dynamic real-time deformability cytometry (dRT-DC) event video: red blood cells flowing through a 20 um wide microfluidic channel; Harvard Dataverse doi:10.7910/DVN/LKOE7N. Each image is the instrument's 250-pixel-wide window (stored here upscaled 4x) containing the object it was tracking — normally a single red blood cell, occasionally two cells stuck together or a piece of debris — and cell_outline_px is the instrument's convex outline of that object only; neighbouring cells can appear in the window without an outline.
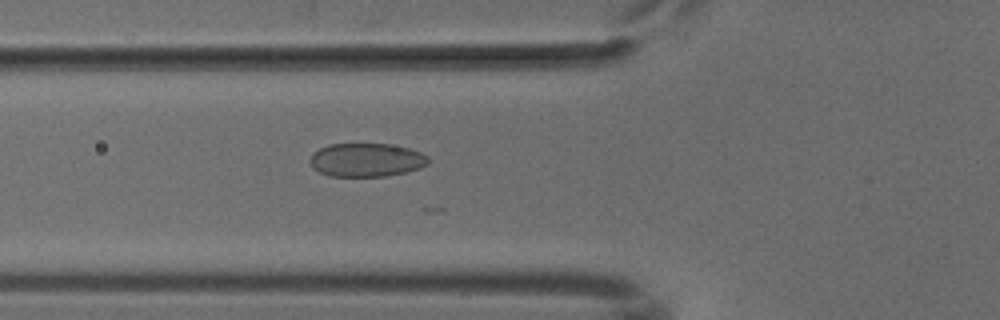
{"species": "common noctule bat (a hibernating species)", "species_latin": "Nyctalus noctula", "temperature_condition": "cold", "stored_images_in_passage": 29, "camera_frame_rate_fps": 3000, "um_per_image_px": 0.085, "animal": {"sex": "male", "body_mass_g": 18.8}, "frame": {"image": 1, "passage_image": 19, "time_ms": 6.0, "image_size_px": [1000, 320], "cell_outline_px": [[428, 164], [420, 168], [408, 172], [384, 176], [328, 176], [312, 168], [308, 160], [312, 152], [328, 144], [388, 144], [408, 148], [420, 152], [428, 156]], "centroid_in_image_um": [31.11, 13.6], "position_along_channel_um": 94.7, "area_um2": 23.29}}
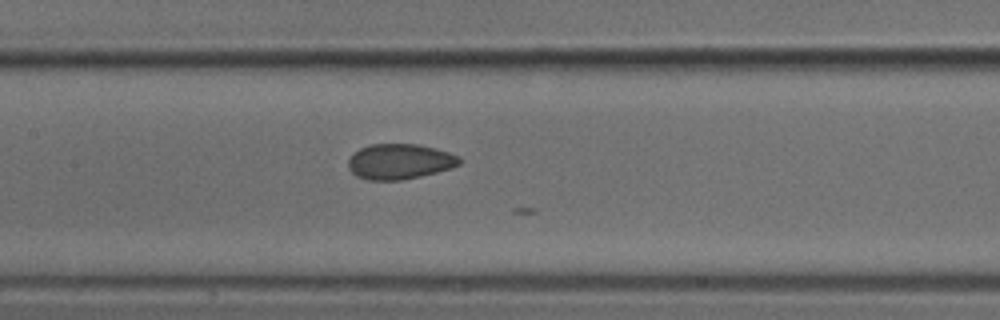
{"frame": {"image": 2, "passage_image": 25, "time_ms": 8.0, "image_size_px": [1000, 320], "cell_outline_px": [[464, 160], [460, 164], [452, 168], [420, 176], [400, 180], [368, 180], [356, 176], [348, 168], [348, 160], [360, 148], [368, 144], [416, 144], [436, 148], [460, 156]], "centroid_in_image_um": [34.0, 13.73], "position_along_channel_um": 173.4, "area_um2": 23.0}}
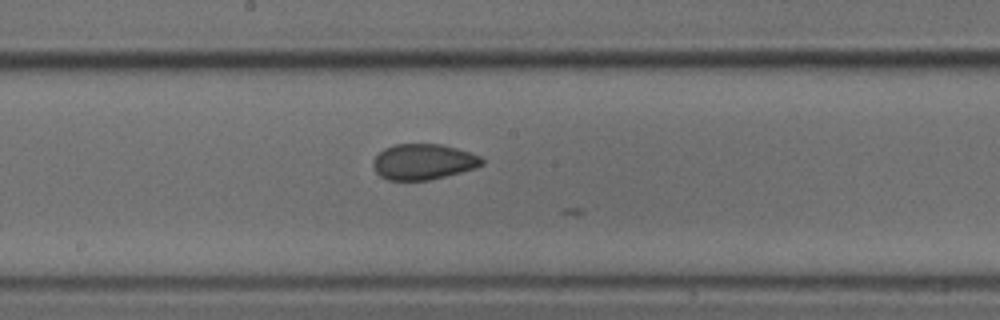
{"frame": {"image": 3, "passage_image": 28, "time_ms": 9.0, "image_size_px": [1000, 320], "cell_outline_px": [[484, 164], [476, 168], [428, 180], [388, 180], [380, 176], [376, 172], [372, 164], [372, 160], [384, 148], [396, 144], [440, 144], [456, 148], [480, 156], [484, 160]], "centroid_in_image_um": [35.96, 13.75], "position_along_channel_um": 212.2, "area_um2": 22.54}}